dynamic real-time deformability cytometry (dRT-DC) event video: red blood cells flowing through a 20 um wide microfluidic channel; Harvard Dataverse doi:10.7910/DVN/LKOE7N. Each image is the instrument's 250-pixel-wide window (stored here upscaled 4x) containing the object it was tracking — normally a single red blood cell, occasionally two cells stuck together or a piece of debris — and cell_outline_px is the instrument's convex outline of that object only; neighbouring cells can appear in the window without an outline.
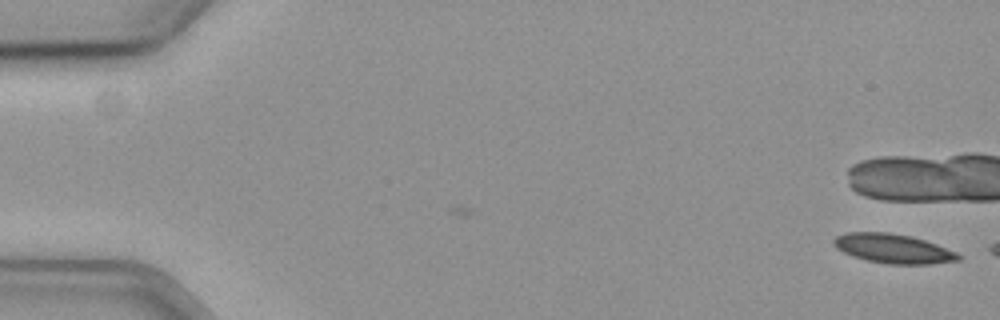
{"species": "common noctule bat (a hibernating species)", "species_latin": "Nyctalus noctula", "temperature_condition": "cold", "stored_images_in_passage": 8, "camera_frame_rate_fps": 3000, "um_per_image_px": 0.085, "animal": {"sex": "female", "body_mass_g": 19.3, "forearm_length_mm": 54.1}, "frame": {"image": 1, "passage_image": 1, "time_ms": 0.0, "image_size_px": [1000, 320], "cell_outline_px": [[960, 260], [928, 264], [888, 264], [868, 260], [852, 256], [836, 248], [832, 244], [832, 240], [836, 236], [844, 232], [888, 232], [908, 236], [924, 240], [936, 244], [956, 252], [960, 256]], "centroid_in_image_um": [75.87, 21.12], "position_along_channel_um": 9.1, "area_um2": 21.15}}